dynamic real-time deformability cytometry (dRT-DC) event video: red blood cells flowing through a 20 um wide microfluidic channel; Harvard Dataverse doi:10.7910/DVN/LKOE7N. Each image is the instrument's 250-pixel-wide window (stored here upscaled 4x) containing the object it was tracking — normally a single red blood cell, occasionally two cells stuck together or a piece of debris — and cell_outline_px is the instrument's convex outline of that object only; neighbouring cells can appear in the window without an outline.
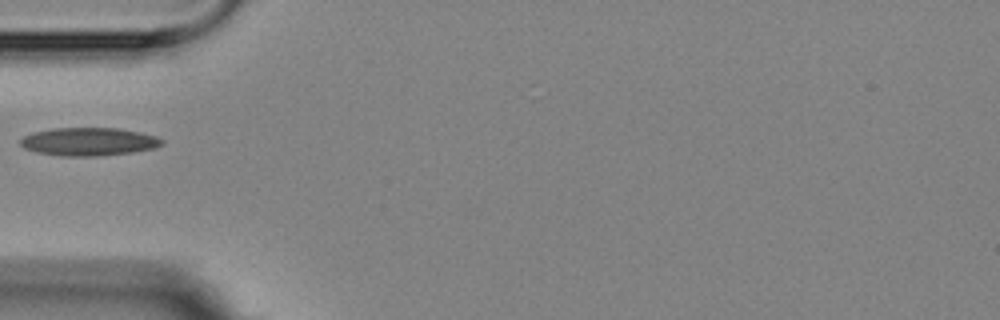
{"species": "Egyptian fruit bat (a non-hibernating species)", "species_latin": "Rousettus aegyptiacus", "temperature_condition": "room temperature", "stored_images_in_passage": 5, "camera_frame_rate_fps": 3000, "um_per_image_px": 0.085, "animal": {"sex": "female"}, "frame": {"image": 1, "passage_image": 4, "time_ms": 4.333, "image_size_px": [1000, 320], "cell_outline_px": [[164, 144], [152, 148], [132, 152], [100, 156], [60, 156], [36, 152], [24, 148], [20, 144], [20, 140], [24, 136], [32, 132], [52, 128], [120, 128], [140, 132], [156, 136], [164, 140]], "centroid_in_image_um": [7.53, 12.04], "position_along_channel_um": 77.5, "area_um2": 23.29}}
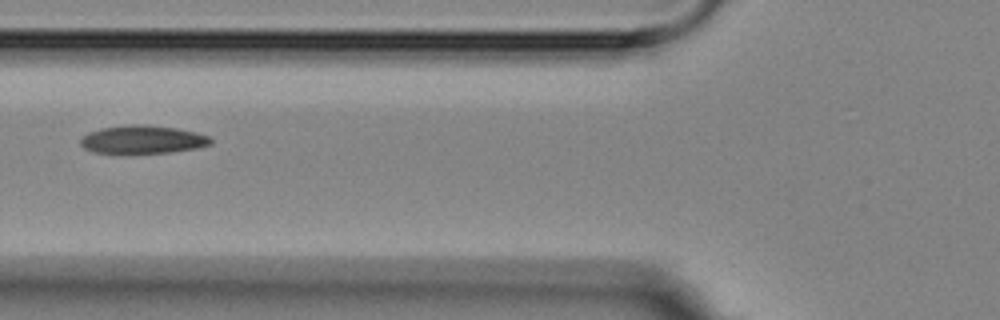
{"frame": {"image": 2, "passage_image": 5, "time_ms": 5.333, "image_size_px": [1000, 320], "cell_outline_px": [[212, 144], [196, 148], [168, 152], [92, 152], [84, 148], [80, 144], [80, 140], [88, 132], [100, 128], [132, 124], [144, 124], [176, 128], [196, 132], [208, 136], [212, 140]], "centroid_in_image_um": [12.12, 11.84], "position_along_channel_um": 113.7, "area_um2": 21.04}}